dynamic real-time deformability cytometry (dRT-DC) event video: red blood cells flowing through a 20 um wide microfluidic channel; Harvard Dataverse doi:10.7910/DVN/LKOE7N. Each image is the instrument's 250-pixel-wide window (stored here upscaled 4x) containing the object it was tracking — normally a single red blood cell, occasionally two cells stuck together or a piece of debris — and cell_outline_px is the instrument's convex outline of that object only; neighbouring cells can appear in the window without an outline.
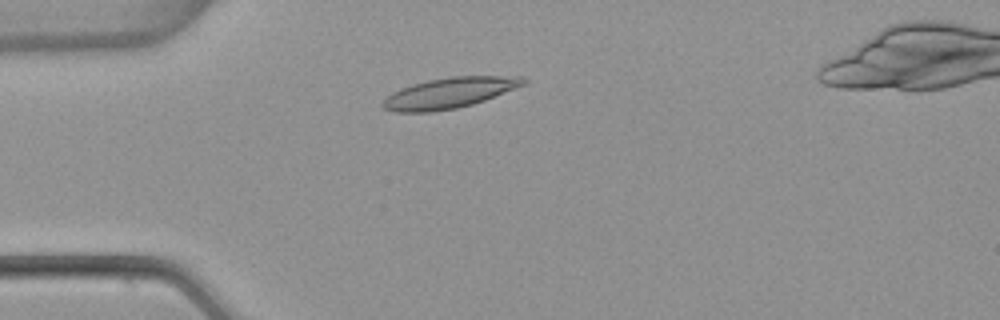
{"species": "common noctule bat (a hibernating species)", "species_latin": "Nyctalus noctula", "temperature_condition": "warm", "stored_images_in_passage": 4, "camera_frame_rate_fps": 3000, "um_per_image_px": 0.085, "animal": {"sex": "female", "body_mass_g": 22.7, "forearm_length_mm": 54.2}, "frame": {"image": 1, "passage_image": 2, "time_ms": 0.333, "image_size_px": [1000, 320], "cell_outline_px": [[528, 84], [484, 100], [472, 104], [456, 108], [432, 112], [396, 112], [384, 108], [380, 104], [384, 96], [400, 88], [412, 84], [428, 80], [452, 76], [524, 76], [528, 80]], "centroid_in_image_um": [38.2, 7.89], "position_along_channel_um": 46.8, "area_um2": 25.37}}
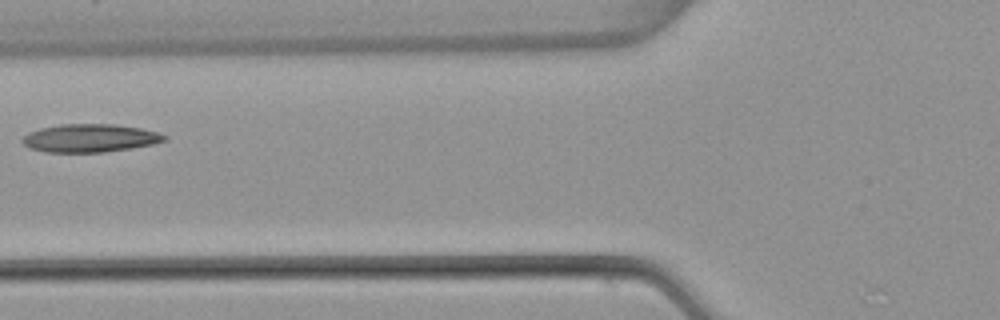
{"frame": {"image": 2, "passage_image": 4, "time_ms": 1.0, "image_size_px": [1000, 320], "cell_outline_px": [[168, 140], [152, 144], [132, 148], [104, 152], [44, 152], [28, 148], [20, 140], [28, 132], [40, 128], [60, 124], [116, 124], [140, 128], [156, 132], [168, 136]], "centroid_in_image_um": [7.62, 11.74], "position_along_channel_um": 118.2, "area_um2": 23.41}}